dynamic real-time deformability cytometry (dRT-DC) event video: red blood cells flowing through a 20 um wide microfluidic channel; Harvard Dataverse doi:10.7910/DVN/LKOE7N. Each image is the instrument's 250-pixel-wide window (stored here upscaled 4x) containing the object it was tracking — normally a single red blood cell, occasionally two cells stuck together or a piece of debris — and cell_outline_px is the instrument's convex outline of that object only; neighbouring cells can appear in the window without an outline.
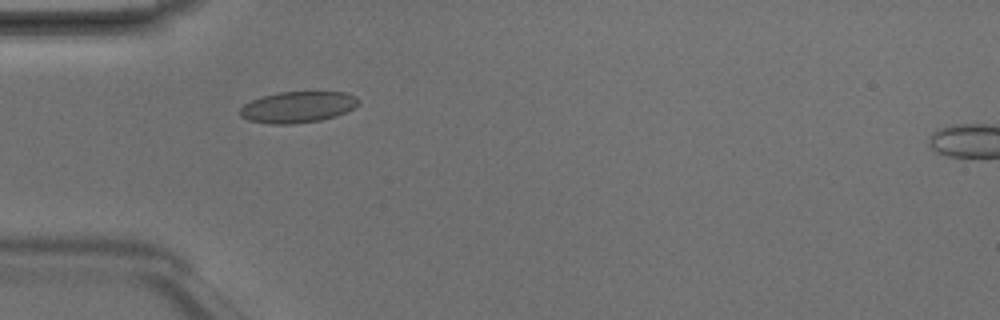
{"species": "Egyptian fruit bat (a non-hibernating species)", "species_latin": "Rousettus aegyptiacus", "temperature_condition": "room temperature", "stored_images_in_passage": 2, "camera_frame_rate_fps": 3000, "um_per_image_px": 0.085, "animal": {"sex": "male"}, "frame": {"image": 1, "passage_image": 1, "time_ms": 0.0, "image_size_px": [1000, 320], "cell_outline_px": [[360, 104], [336, 116], [320, 120], [292, 124], [272, 124], [248, 120], [240, 116], [240, 108], [244, 104], [252, 100], [264, 96], [280, 92], [344, 92], [356, 96], [360, 100]], "centroid_in_image_um": [25.32, 9.1], "position_along_channel_um": 59.7, "area_um2": 21.44}}